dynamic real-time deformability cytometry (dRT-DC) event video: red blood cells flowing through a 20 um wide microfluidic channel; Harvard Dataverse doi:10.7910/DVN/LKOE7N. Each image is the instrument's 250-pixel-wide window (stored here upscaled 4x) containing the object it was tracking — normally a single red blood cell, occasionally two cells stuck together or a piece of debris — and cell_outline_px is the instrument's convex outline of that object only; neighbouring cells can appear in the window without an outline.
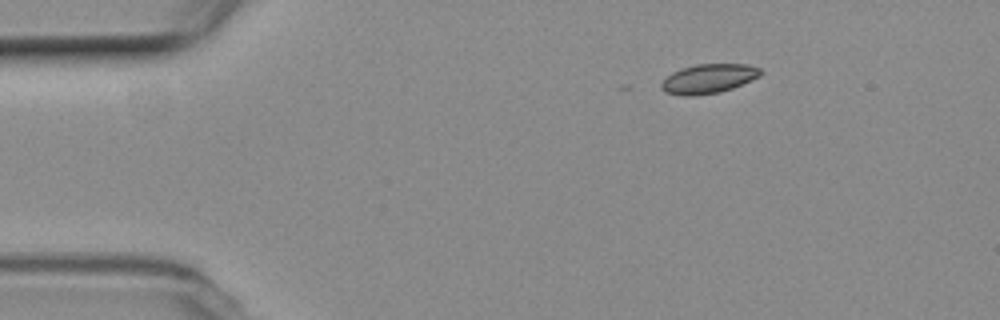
{"species": "common noctule bat (a hibernating species)", "species_latin": "Nyctalus noctula", "temperature_condition": "room temperature", "stored_images_in_passage": 32, "camera_frame_rate_fps": 3000, "um_per_image_px": 0.085, "animal": {"sex": "female", "body_mass_g": 19.3, "forearm_length_mm": 54.1}, "frame": {"image": 1, "passage_image": 1, "time_ms": 0.0, "image_size_px": [1000, 320], "cell_outline_px": [[764, 72], [760, 76], [732, 88], [720, 92], [692, 96], [684, 96], [664, 92], [660, 88], [660, 84], [672, 72], [696, 64], [748, 64], [760, 68]], "centroid_in_image_um": [60.23, 6.69], "position_along_channel_um": 24.8, "area_um2": 16.94}}
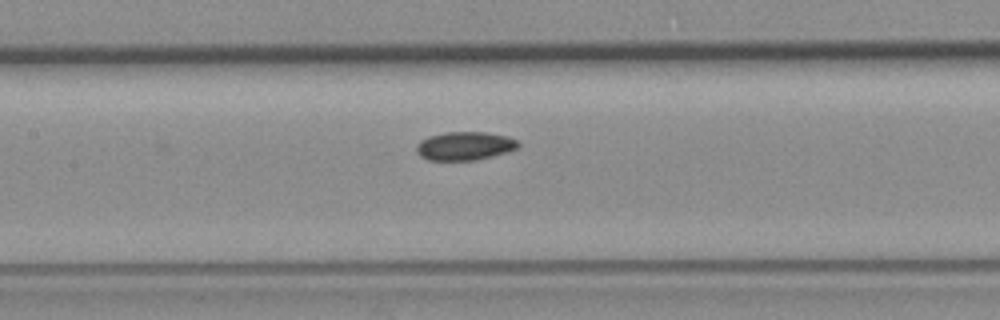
{"frame": {"image": 2, "passage_image": 18, "time_ms": 5.667, "image_size_px": [1000, 320], "cell_outline_px": [[520, 148], [508, 152], [492, 156], [472, 160], [428, 160], [420, 156], [416, 152], [416, 144], [420, 140], [428, 136], [444, 132], [488, 132], [508, 136], [516, 140], [520, 144]], "centroid_in_image_um": [39.5, 12.4], "position_along_channel_um": 167.9, "area_um2": 17.11}}
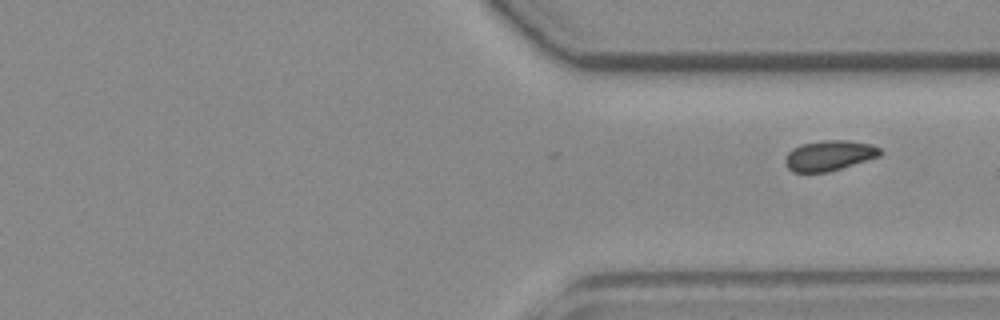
{"frame": {"image": 3, "passage_image": 32, "time_ms": 10.333, "image_size_px": [1000, 320], "cell_outline_px": [[880, 156], [828, 172], [792, 172], [788, 168], [784, 160], [788, 152], [792, 148], [800, 144], [824, 140], [844, 140], [868, 144], [880, 148]], "centroid_in_image_um": [70.43, 13.22], "position_along_channel_um": 341.0, "area_um2": 16.59}}